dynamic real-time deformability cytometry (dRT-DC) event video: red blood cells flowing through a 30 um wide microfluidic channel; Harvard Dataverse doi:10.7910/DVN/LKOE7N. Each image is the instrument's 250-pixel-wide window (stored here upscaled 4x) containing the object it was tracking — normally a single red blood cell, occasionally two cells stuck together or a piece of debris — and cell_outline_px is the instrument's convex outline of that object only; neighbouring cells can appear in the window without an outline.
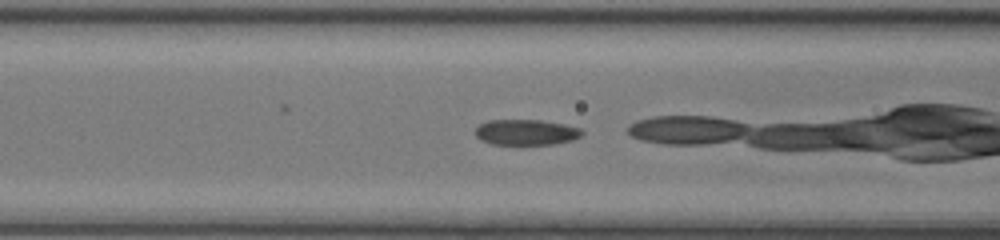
{"species": "common noctule bat (a hibernating species)", "species_latin": "Nyctalus noctula", "temperature_condition": "room temperature", "stored_images_in_passage": 38, "camera_frame_rate_fps": 3000, "um_per_image_px": 0.085, "animal": {"sex": "female", "body_mass_g": 17.0, "forearm_length_mm": 48.0}, "frame": {"image": 1, "passage_image": 17, "time_ms": 5.333, "image_size_px": [1000, 240], "cell_outline_px": [[584, 132], [580, 136], [572, 140], [556, 144], [492, 144], [480, 140], [476, 136], [476, 128], [480, 124], [488, 120], [540, 120], [564, 124], [580, 128]], "centroid_in_image_um": [44.72, 11.24], "position_along_channel_um": 121.9, "area_um2": 15.9}}
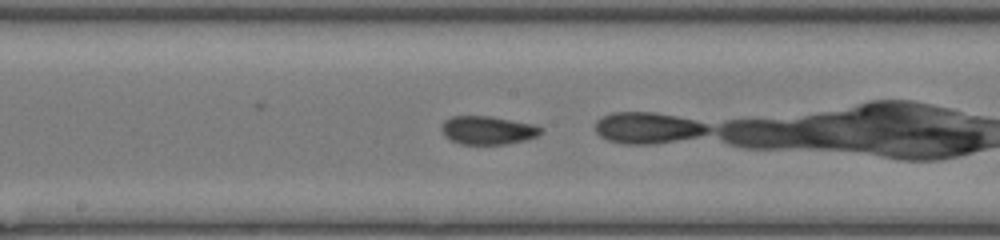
{"frame": {"image": 2, "passage_image": 23, "time_ms": 7.333, "image_size_px": [1000, 240], "cell_outline_px": [[544, 132], [536, 136], [524, 140], [504, 144], [460, 144], [444, 136], [440, 128], [444, 120], [452, 116], [492, 116], [532, 124], [544, 128]], "centroid_in_image_um": [41.45, 11.06], "position_along_channel_um": 206.8, "area_um2": 16.47}, "authors_computed_cell_mechanics": {"area_um2": 16.7331, "velocity_mm_per_s": 4.2482, "shape_relaxation_time_tau1_ms": null, "shape_relaxation_time_tau2_ms": 2.7497, "deformation_change_tau1": null, "deformation_change_tau2": 0.0699}}